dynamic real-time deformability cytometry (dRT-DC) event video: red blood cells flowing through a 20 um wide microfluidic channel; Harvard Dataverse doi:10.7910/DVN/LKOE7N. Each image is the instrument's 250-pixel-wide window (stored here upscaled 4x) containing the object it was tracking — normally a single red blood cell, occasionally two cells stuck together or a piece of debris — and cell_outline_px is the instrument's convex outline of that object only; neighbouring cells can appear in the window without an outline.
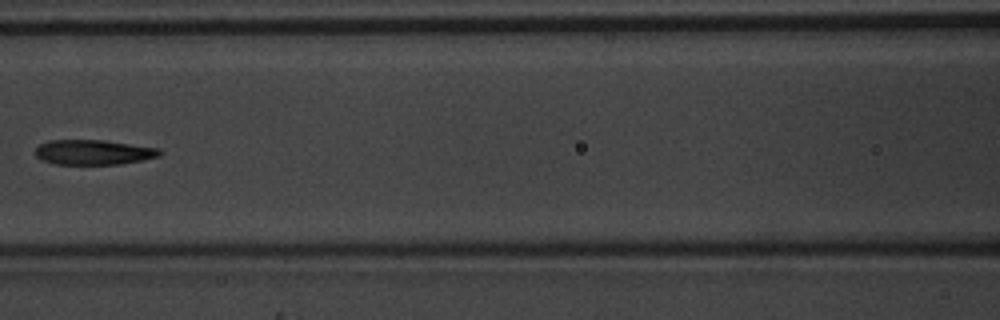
{"species": "common noctule bat (a hibernating species)", "species_latin": "Nyctalus noctula", "temperature_condition": "warm", "stored_images_in_passage": 7, "camera_frame_rate_fps": 3000, "um_per_image_px": 0.085, "animal": {"sex": "male", "body_mass_g": 20.1, "forearm_length_mm": 53.5}, "frame": {"image": 1, "passage_image": 7, "time_ms": 2.0, "image_size_px": [1000, 320], "cell_outline_px": [[164, 152], [160, 156], [120, 164], [52, 164], [40, 160], [36, 156], [36, 148], [40, 144], [48, 140], [104, 140], [160, 148]], "centroid_in_image_um": [7.95, 12.94], "position_along_channel_um": 158.7, "area_um2": 18.21}}